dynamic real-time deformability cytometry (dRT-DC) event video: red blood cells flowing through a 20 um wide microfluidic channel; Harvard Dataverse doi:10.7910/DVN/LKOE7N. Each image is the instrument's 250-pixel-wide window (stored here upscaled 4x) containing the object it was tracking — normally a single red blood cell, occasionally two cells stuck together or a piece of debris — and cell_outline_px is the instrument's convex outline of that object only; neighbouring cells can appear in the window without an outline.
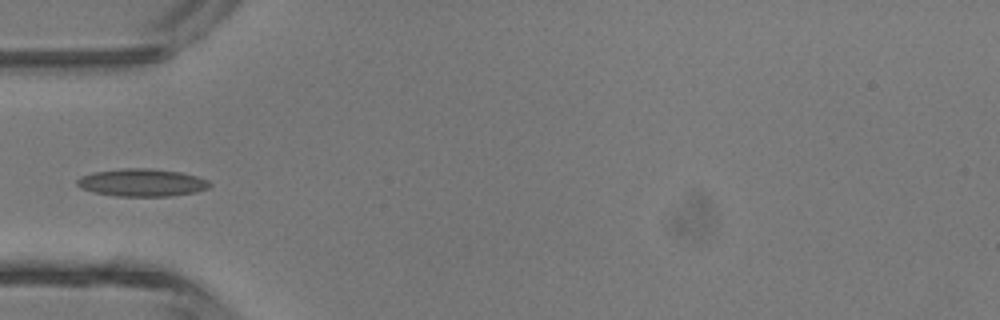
{"species": "common noctule bat (a hibernating species)", "species_latin": "Nyctalus noctula", "temperature_condition": "room temperature", "stored_images_in_passage": 4, "camera_frame_rate_fps": 3000, "um_per_image_px": 0.085, "animal": {"sex": "male", "body_mass_g": 13.3}, "frame": {"image": 1, "passage_image": 4, "time_ms": 3.333, "image_size_px": [1000, 320], "cell_outline_px": [[212, 184], [208, 188], [196, 192], [172, 196], [116, 196], [92, 192], [80, 188], [76, 184], [76, 180], [80, 176], [92, 172], [124, 168], [152, 168], [180, 172], [196, 176], [208, 180]], "centroid_in_image_um": [12.04, 15.52], "position_along_channel_um": 73.0, "area_um2": 21.56}}